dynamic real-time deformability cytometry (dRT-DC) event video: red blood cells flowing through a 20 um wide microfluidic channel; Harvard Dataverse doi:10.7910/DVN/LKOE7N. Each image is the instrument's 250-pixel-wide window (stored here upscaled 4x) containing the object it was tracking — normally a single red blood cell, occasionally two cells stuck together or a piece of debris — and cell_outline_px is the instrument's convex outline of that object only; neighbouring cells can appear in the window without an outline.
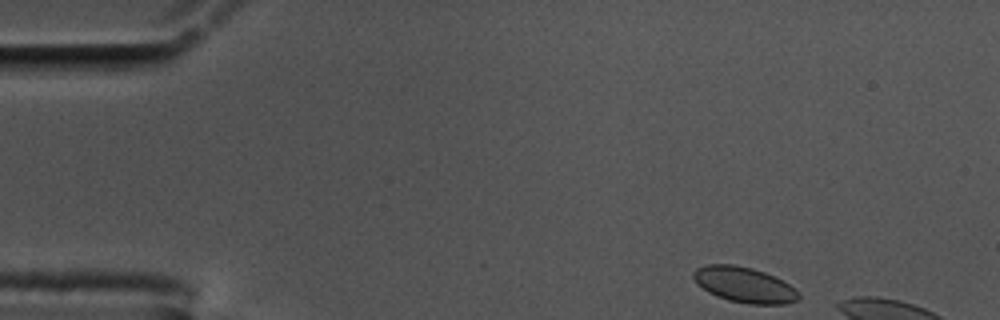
{"species": "common noctule bat (a hibernating species)", "species_latin": "Nyctalus noctula", "temperature_condition": "cold", "stored_images_in_passage": 7, "camera_frame_rate_fps": 3000, "um_per_image_px": 0.085, "animal": {"sex": "male", "body_mass_g": 17.5, "forearm_length_mm": 52.3}, "frame": {"image": 1, "passage_image": 1, "time_ms": 0.0, "image_size_px": [1000, 320], "cell_outline_px": [[800, 300], [784, 304], [748, 304], [728, 300], [716, 296], [708, 292], [696, 284], [692, 276], [692, 272], [696, 268], [708, 264], [732, 264], [752, 268], [764, 272], [788, 284], [800, 296]], "centroid_in_image_um": [63.2, 24.21], "position_along_channel_um": 21.8, "area_um2": 21.68}}